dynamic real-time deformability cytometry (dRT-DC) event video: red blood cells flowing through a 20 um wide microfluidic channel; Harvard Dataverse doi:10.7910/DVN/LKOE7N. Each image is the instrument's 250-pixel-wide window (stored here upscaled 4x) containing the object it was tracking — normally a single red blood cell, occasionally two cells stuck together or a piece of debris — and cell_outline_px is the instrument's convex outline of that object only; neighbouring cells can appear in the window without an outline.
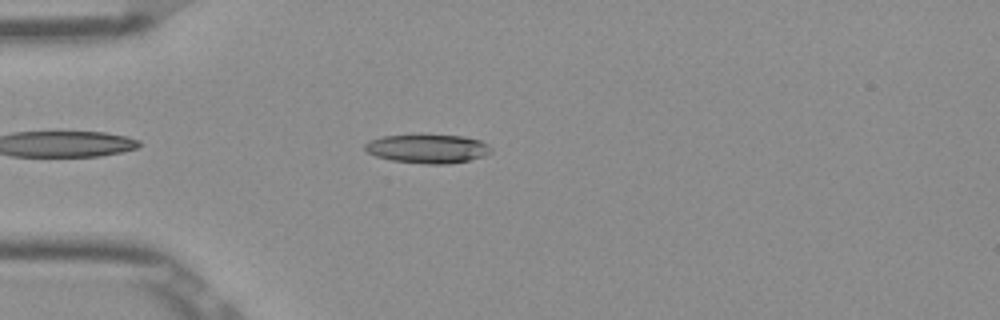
{"species": "Egyptian fruit bat (a non-hibernating species)", "species_latin": "Rousettus aegyptiacus", "temperature_condition": "room temperature", "stored_images_in_passage": 44, "camera_frame_rate_fps": 3000, "um_per_image_px": 0.085, "frame": {"image": 1, "passage_image": 6, "time_ms": 1.667, "image_size_px": [1000, 320], "cell_outline_px": [[492, 152], [484, 156], [468, 160], [448, 164], [424, 164], [392, 160], [376, 156], [368, 152], [364, 148], [364, 144], [368, 140], [384, 136], [420, 132], [464, 136], [480, 140], [488, 144], [492, 148]], "centroid_in_image_um": [36.35, 12.59], "position_along_channel_um": 48.7, "area_um2": 22.08}}
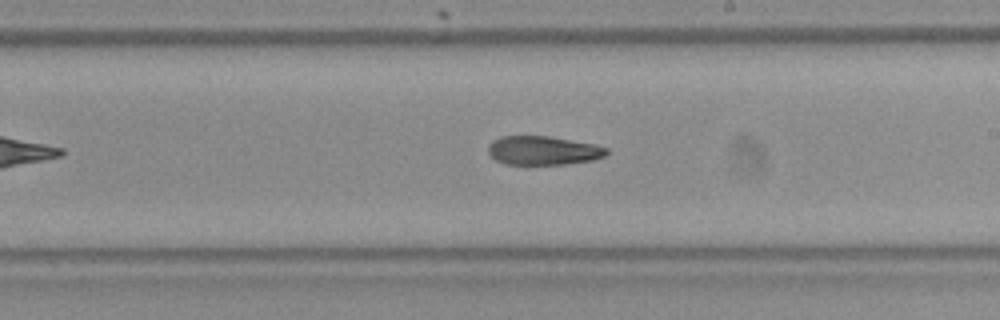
{"frame": {"image": 2, "passage_image": 22, "time_ms": 7.0, "image_size_px": [1000, 320], "cell_outline_px": [[608, 152], [604, 156], [592, 160], [564, 164], [504, 164], [496, 160], [488, 152], [488, 144], [492, 140], [500, 136], [548, 136], [596, 144], [608, 148]], "centroid_in_image_um": [46.15, 12.78], "position_along_channel_um": 242.8, "area_um2": 19.94}}
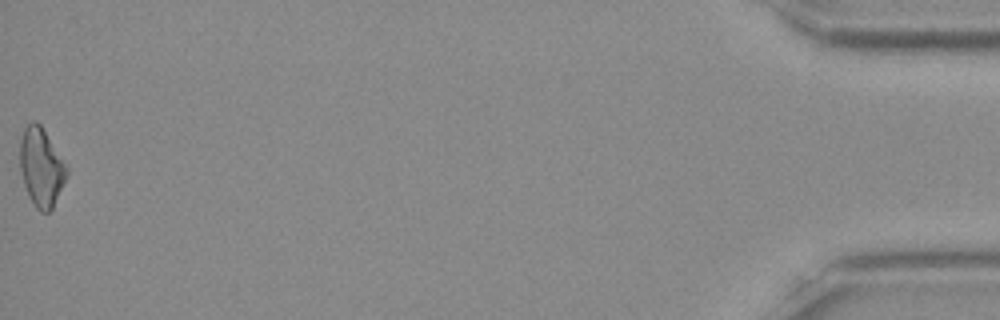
{"frame": {"image": 3, "passage_image": 44, "time_ms": 14.333, "image_size_px": [1000, 320], "cell_outline_px": [[68, 176], [52, 208], [48, 212], [40, 212], [36, 208], [28, 196], [20, 172], [20, 140], [24, 128], [32, 120], [36, 120], [40, 124], [68, 164]], "centroid_in_image_um": [3.52, 14.2], "position_along_channel_um": 431.7, "area_um2": 21.73}}